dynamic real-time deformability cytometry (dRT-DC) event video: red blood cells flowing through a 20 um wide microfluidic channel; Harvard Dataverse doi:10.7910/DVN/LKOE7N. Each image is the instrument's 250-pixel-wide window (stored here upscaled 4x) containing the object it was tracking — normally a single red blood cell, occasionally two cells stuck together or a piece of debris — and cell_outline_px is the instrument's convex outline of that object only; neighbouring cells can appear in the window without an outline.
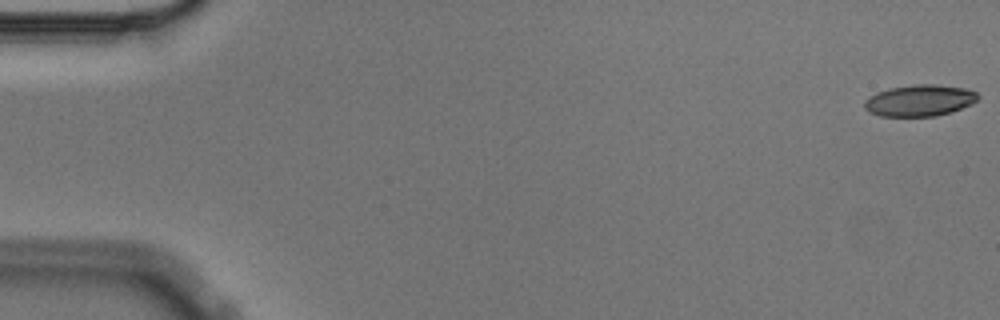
{"species": "Egyptian fruit bat (a non-hibernating species)", "species_latin": "Rousettus aegyptiacus", "temperature_condition": "cold", "stored_images_in_passage": 5, "segment_of_instrument_passage": [2, 2], "camera_frame_rate_fps": 3000, "um_per_image_px": 0.085, "animal": {"sex": "male"}, "frame": {"image": 1, "passage_image": 5, "time_ms": 1.333, "image_size_px": [1000, 320], "cell_outline_px": [[980, 96], [972, 104], [952, 112], [936, 116], [880, 116], [868, 112], [864, 108], [864, 100], [876, 92], [888, 88], [916, 84], [936, 84], [964, 88], [976, 92]], "centroid_in_image_um": [78.15, 8.54], "position_along_channel_um": 6.9, "area_um2": 20.98}}